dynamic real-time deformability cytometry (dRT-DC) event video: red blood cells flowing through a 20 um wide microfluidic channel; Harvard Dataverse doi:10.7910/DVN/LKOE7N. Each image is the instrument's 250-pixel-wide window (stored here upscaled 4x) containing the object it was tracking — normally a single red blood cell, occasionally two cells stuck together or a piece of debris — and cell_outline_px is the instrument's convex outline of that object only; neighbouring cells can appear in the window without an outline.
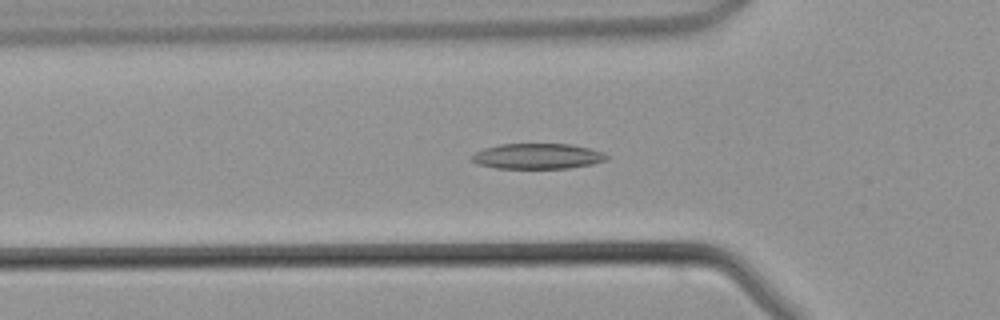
{"species": "common noctule bat (a hibernating species)", "species_latin": "Nyctalus noctula", "temperature_condition": "warm", "stored_images_in_passage": 33, "camera_frame_rate_fps": 3000, "um_per_image_px": 0.085, "animal": {"sex": "male", "body_mass_g": 21.5, "forearm_length_mm": 52.0}, "frame": {"image": 1, "passage_image": 2, "time_ms": 0.333, "image_size_px": [1000, 320], "cell_outline_px": [[608, 160], [592, 164], [568, 168], [496, 168], [476, 164], [468, 160], [476, 152], [484, 148], [500, 144], [572, 144], [604, 152], [608, 156]], "centroid_in_image_um": [45.67, 13.28], "position_along_channel_um": 80.1, "area_um2": 20.11}}
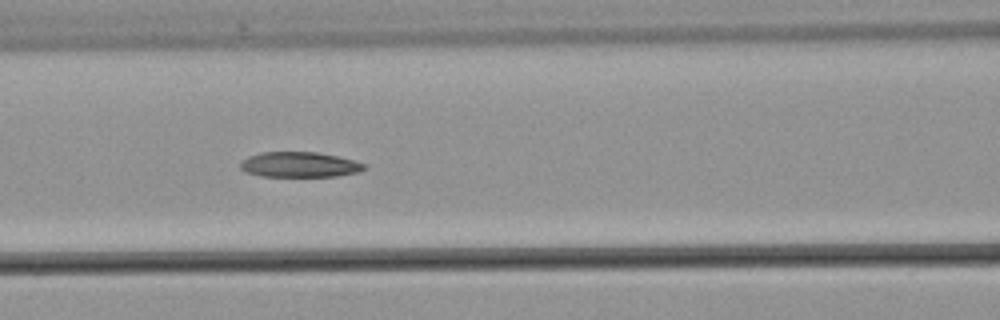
{"frame": {"image": 2, "passage_image": 6, "time_ms": 1.667, "image_size_px": [1000, 320], "cell_outline_px": [[368, 168], [360, 172], [336, 176], [260, 176], [244, 172], [240, 168], [240, 164], [248, 156], [260, 152], [316, 152], [336, 156], [368, 164]], "centroid_in_image_um": [25.48, 14.0], "position_along_channel_um": 141.1, "area_um2": 18.32}}
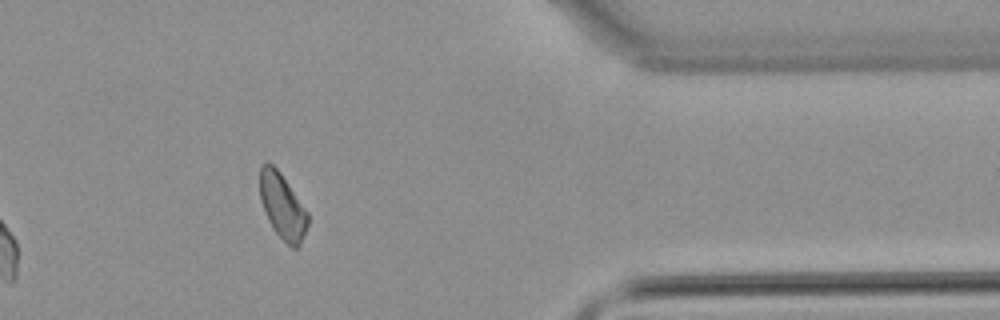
{"frame": {"image": 3, "passage_image": 24, "time_ms": 7.667, "image_size_px": [1000, 320], "cell_outline_px": [[308, 224], [300, 248], [292, 248], [272, 228], [268, 220], [260, 200], [260, 164], [272, 164], [280, 172], [308, 212]], "centroid_in_image_um": [24.02, 17.55], "position_along_channel_um": 387.4, "area_um2": 18.21}}